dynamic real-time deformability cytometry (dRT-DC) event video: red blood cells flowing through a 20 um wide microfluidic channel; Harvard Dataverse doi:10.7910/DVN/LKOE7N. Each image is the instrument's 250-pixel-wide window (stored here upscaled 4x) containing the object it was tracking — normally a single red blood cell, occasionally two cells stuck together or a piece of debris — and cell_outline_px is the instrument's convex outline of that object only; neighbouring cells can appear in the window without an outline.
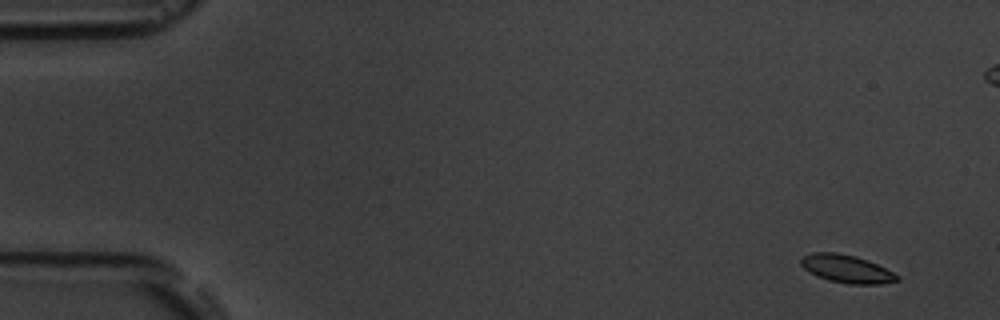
{"species": "common noctule bat (a hibernating species)", "species_latin": "Nyctalus noctula", "temperature_condition": "room temperature", "stored_images_in_passage": 6, "camera_frame_rate_fps": 3000, "um_per_image_px": 0.085, "animal": {"sex": "male", "body_mass_g": 19.5, "forearm_length_mm": 54.6}, "frame": {"image": 1, "passage_image": 1, "time_ms": 0.0, "image_size_px": [1000, 320], "cell_outline_px": [[900, 280], [880, 284], [848, 284], [828, 280], [816, 276], [804, 268], [800, 264], [800, 260], [804, 256], [812, 252], [836, 252], [856, 256], [868, 260], [900, 276]], "centroid_in_image_um": [71.95, 22.85], "position_along_channel_um": 13.0, "area_um2": 15.66}}